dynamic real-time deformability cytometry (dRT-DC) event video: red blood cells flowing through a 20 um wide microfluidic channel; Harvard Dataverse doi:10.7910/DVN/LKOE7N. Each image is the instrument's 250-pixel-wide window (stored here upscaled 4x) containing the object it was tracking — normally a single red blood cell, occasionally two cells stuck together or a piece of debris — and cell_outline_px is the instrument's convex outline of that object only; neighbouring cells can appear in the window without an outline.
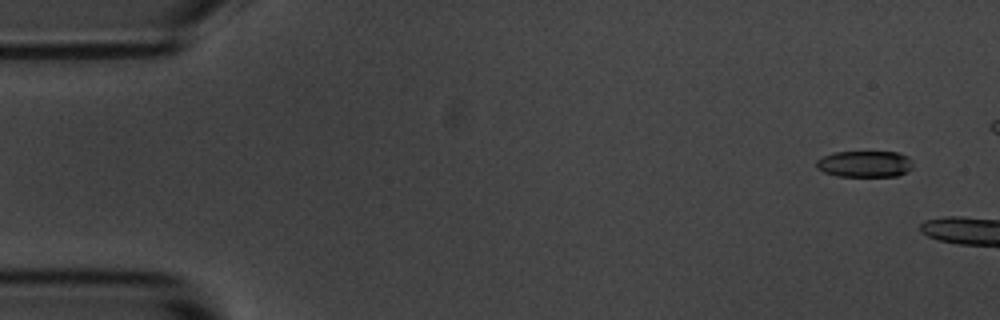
{"species": "common noctule bat (a hibernating species)", "species_latin": "Nyctalus noctula", "temperature_condition": "room temperature", "stored_images_in_passage": 4, "camera_frame_rate_fps": 3000, "um_per_image_px": 0.085, "animal": {"sex": "male", "body_mass_g": 20.1, "forearm_length_mm": 53.5}, "frame": {"image": 1, "passage_image": 1, "time_ms": 0.0, "image_size_px": [1000, 320], "cell_outline_px": [[912, 168], [908, 172], [896, 176], [836, 176], [824, 172], [816, 168], [816, 160], [832, 152], [896, 152], [908, 156], [912, 160]], "centroid_in_image_um": [73.51, 13.94], "position_along_channel_um": 11.5, "area_um2": 14.97}}